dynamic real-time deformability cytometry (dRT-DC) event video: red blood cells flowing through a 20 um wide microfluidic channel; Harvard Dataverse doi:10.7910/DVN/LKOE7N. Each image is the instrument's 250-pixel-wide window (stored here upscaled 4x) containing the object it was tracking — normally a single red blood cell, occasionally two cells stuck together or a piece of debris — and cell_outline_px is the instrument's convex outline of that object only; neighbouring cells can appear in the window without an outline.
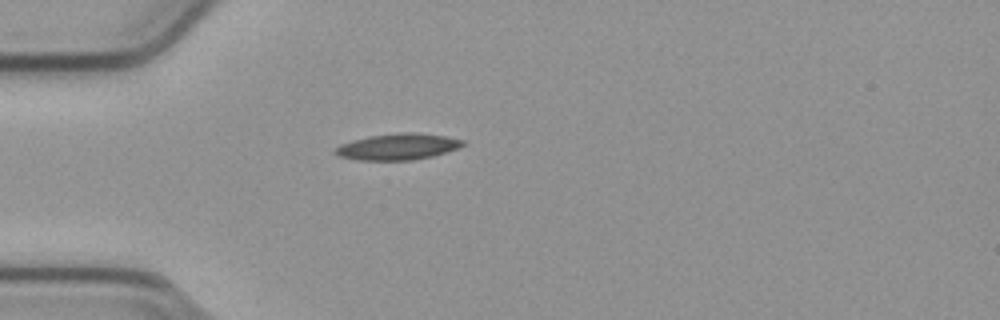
{"species": "common noctule bat (a hibernating species)", "species_latin": "Nyctalus noctula", "temperature_condition": "cold", "stored_images_in_passage": 40, "camera_frame_rate_fps": 3000, "um_per_image_px": 0.085, "animal": {"sex": "male", "body_mass_g": 23.1, "forearm_length_mm": 52.7}, "frame": {"image": 1, "passage_image": 1, "time_ms": 0.0, "image_size_px": [1000, 320], "cell_outline_px": [[464, 144], [460, 148], [432, 156], [412, 160], [356, 160], [336, 156], [332, 152], [340, 144], [352, 140], [368, 136], [400, 132], [412, 132], [444, 136], [464, 140]], "centroid_in_image_um": [33.76, 12.47], "position_along_channel_um": 51.2, "area_um2": 19.65}}
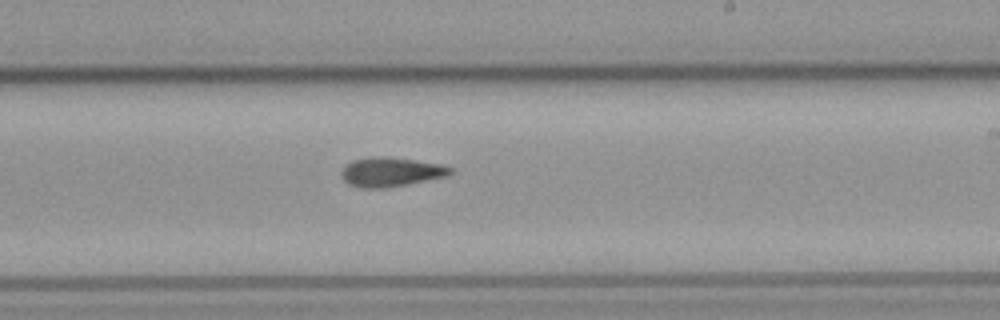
{"frame": {"image": 2, "passage_image": 18, "time_ms": 5.667, "image_size_px": [1000, 320], "cell_outline_px": [[452, 172], [444, 176], [388, 188], [360, 188], [348, 184], [340, 176], [340, 172], [352, 160], [372, 156], [388, 156], [440, 164], [452, 168]], "centroid_in_image_um": [33.15, 14.61], "position_along_channel_um": 255.8, "area_um2": 18.5}}
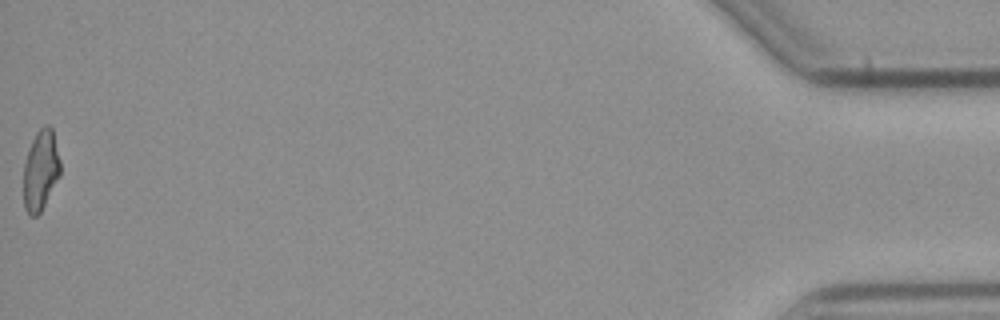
{"frame": {"image": 3, "passage_image": 40, "time_ms": 13.0, "image_size_px": [1000, 320], "cell_outline_px": [[60, 176], [40, 212], [36, 216], [28, 216], [24, 208], [24, 164], [32, 140], [36, 132], [44, 124], [48, 124], [52, 128], [60, 160]], "centroid_in_image_um": [3.46, 14.47], "position_along_channel_um": 431.7, "area_um2": 17.17}}